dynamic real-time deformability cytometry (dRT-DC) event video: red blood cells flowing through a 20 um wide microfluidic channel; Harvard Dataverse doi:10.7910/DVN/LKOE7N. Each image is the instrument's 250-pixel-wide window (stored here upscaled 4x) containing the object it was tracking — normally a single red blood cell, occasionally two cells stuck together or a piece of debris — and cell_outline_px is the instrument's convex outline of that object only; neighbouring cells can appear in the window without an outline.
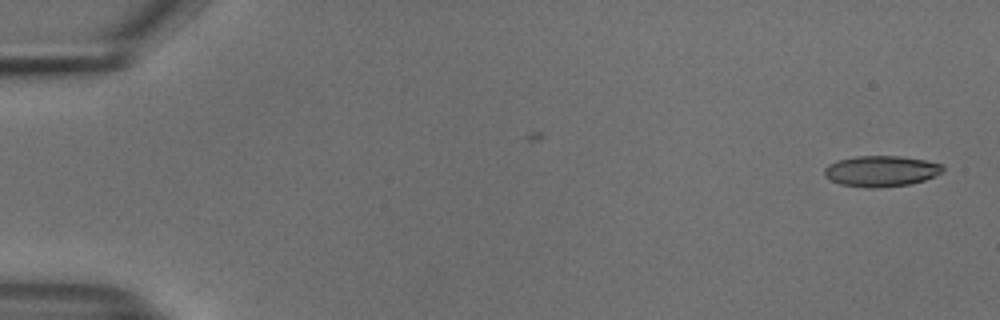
{"species": "common noctule bat (a hibernating species)", "species_latin": "Nyctalus noctula", "temperature_condition": "cold", "stored_images_in_passage": 12, "camera_frame_rate_fps": 3000, "um_per_image_px": 0.085, "animal": {"sex": "male", "body_mass_g": 18.8}, "frame": {"image": 1, "passage_image": 1, "time_ms": 0.0, "image_size_px": [1000, 320], "cell_outline_px": [[944, 172], [936, 176], [924, 180], [908, 184], [876, 188], [864, 188], [840, 184], [824, 176], [824, 168], [828, 164], [840, 160], [856, 156], [900, 156], [924, 160], [944, 164]], "centroid_in_image_um": [74.92, 14.55], "position_along_channel_um": 10.1, "area_um2": 21.39}}